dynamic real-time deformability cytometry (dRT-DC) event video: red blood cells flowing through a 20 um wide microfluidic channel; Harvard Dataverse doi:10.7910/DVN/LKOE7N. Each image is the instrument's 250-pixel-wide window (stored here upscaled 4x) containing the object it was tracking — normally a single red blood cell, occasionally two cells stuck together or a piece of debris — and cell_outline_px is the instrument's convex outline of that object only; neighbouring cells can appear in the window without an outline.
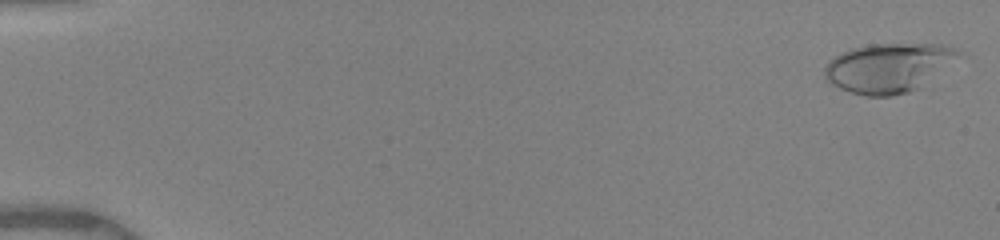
{"species": "human", "species_latin": "Homo sapiens", "temperature_condition": "warm", "stored_images_in_passage": 21, "camera_frame_rate_fps": 3000, "um_per_image_px": 0.085, "donor": {"sex": "female"}, "frame": {"image": 1, "passage_image": 2, "time_ms": 0.333, "image_size_px": [1000, 240], "cell_outline_px": [[956, 52], [920, 88], [908, 92], [892, 96], [864, 96], [840, 88], [824, 80], [824, 68], [828, 60], [840, 52], [852, 48], [872, 44], [944, 44], [956, 48]], "centroid_in_image_um": [75.33, 5.76], "position_along_channel_um": 9.7, "area_um2": 37.4}}
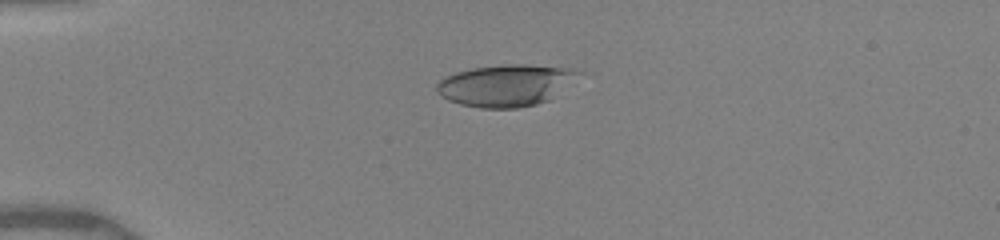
{"frame": {"image": 2, "passage_image": 14, "time_ms": 4.333, "image_size_px": [1000, 240], "cell_outline_px": [[584, 72], [548, 100], [536, 104], [516, 108], [480, 108], [460, 104], [448, 100], [440, 96], [436, 92], [436, 84], [444, 76], [456, 72], [472, 68], [508, 64], [524, 64], [576, 68]], "centroid_in_image_um": [42.97, 7.24], "position_along_channel_um": 42.0, "area_um2": 34.62}}
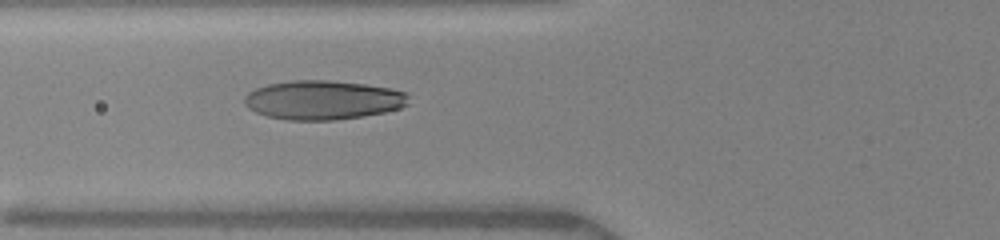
{"frame": {"image": 3, "passage_image": 21, "time_ms": 6.667, "image_size_px": [1000, 240], "cell_outline_px": [[408, 104], [400, 108], [384, 112], [360, 116], [332, 120], [288, 120], [268, 116], [256, 112], [248, 108], [244, 104], [244, 96], [248, 92], [256, 88], [268, 84], [292, 80], [328, 80], [364, 84], [388, 88], [408, 92]], "centroid_in_image_um": [27.43, 8.49], "position_along_channel_um": 98.4, "area_um2": 37.34}}